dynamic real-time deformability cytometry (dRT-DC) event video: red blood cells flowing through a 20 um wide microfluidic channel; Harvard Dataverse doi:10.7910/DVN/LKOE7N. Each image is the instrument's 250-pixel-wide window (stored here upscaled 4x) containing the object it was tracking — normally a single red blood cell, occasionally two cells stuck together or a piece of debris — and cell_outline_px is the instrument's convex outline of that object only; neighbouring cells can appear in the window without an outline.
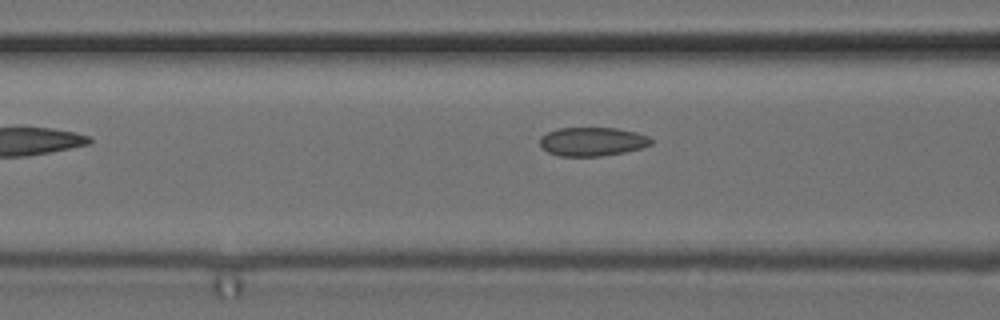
{"species": "common noctule bat (a hibernating species)", "species_latin": "Nyctalus noctula", "temperature_condition": "cold", "stored_images_in_passage": 9, "camera_frame_rate_fps": 3000, "um_per_image_px": 0.085, "animal": {"sex": "female", "body_mass_g": 24.6, "forearm_length_mm": 56.2}, "frame": {"image": 1, "passage_image": 8, "time_ms": 2.333, "image_size_px": [1000, 320], "cell_outline_px": [[652, 144], [640, 148], [624, 152], [600, 156], [560, 156], [548, 152], [540, 148], [540, 136], [556, 128], [616, 128], [636, 132], [648, 136], [652, 140]], "centroid_in_image_um": [50.31, 12.03], "position_along_channel_um": 116.3, "area_um2": 18.67}}
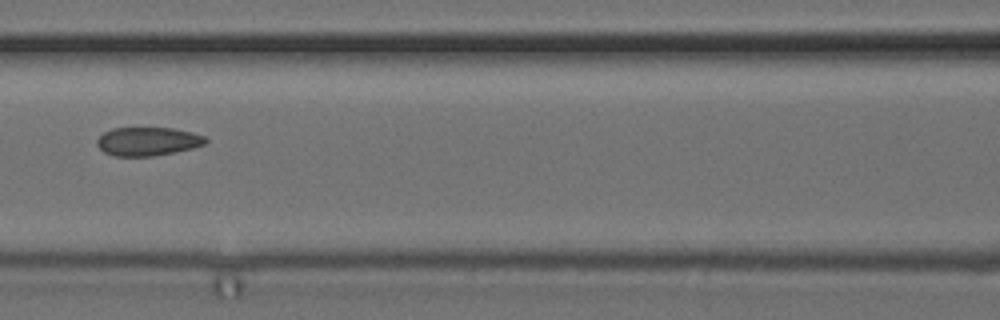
{"frame": {"image": 2, "passage_image": 9, "time_ms": 2.667, "image_size_px": [1000, 320], "cell_outline_px": [[208, 140], [204, 144], [192, 148], [152, 156], [112, 156], [104, 152], [96, 144], [96, 140], [104, 132], [112, 128], [172, 128], [192, 132], [204, 136]], "centroid_in_image_um": [12.53, 12.01], "position_along_channel_um": 154.1, "area_um2": 17.98}}